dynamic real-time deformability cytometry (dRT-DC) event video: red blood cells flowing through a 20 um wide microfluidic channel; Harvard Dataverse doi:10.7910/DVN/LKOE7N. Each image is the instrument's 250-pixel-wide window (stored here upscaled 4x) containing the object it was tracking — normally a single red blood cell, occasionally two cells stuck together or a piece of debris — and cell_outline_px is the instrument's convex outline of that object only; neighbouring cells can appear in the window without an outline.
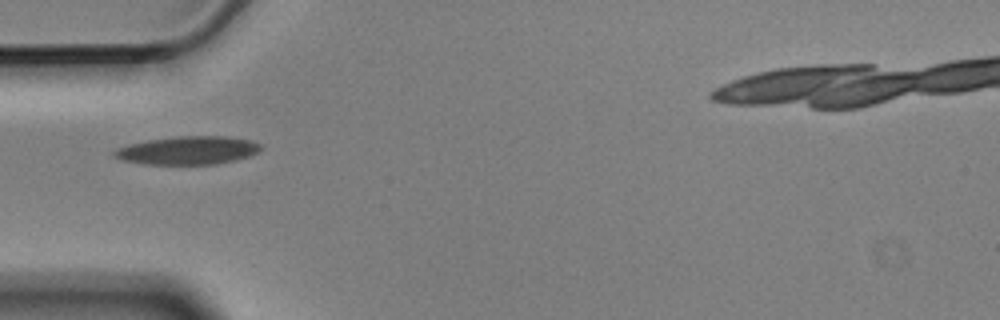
{"species": "Egyptian fruit bat (a non-hibernating species)", "species_latin": "Rousettus aegyptiacus", "temperature_condition": "cold", "stored_images_in_passage": 11, "camera_frame_rate_fps": 3000, "um_per_image_px": 0.085, "animal": {"sex": "male"}, "frame": {"image": 1, "passage_image": 1, "time_ms": 0.0, "image_size_px": [1000, 320], "cell_outline_px": [[264, 148], [248, 156], [236, 160], [216, 164], [144, 164], [120, 160], [112, 156], [112, 152], [116, 148], [128, 144], [148, 140], [176, 136], [228, 136], [252, 140], [260, 144]], "centroid_in_image_um": [15.94, 12.78], "position_along_channel_um": 69.1, "area_um2": 24.33}}
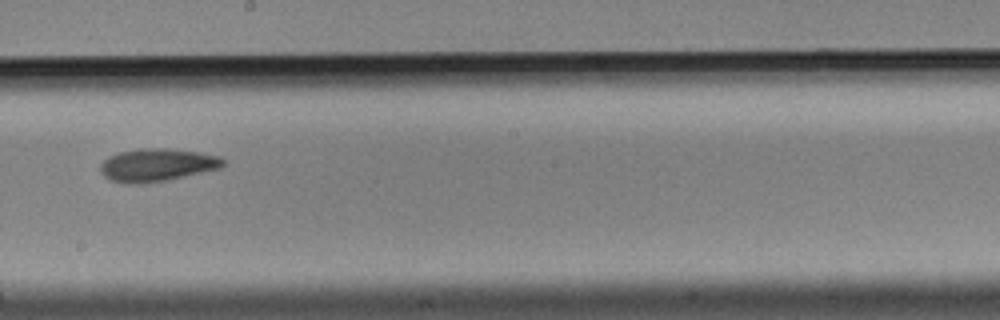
{"frame": {"image": 2, "passage_image": 5, "time_ms": 1.333, "image_size_px": [1000, 320], "cell_outline_px": [[224, 164], [220, 168], [168, 180], [144, 184], [128, 184], [108, 180], [100, 172], [100, 164], [108, 156], [120, 152], [140, 148], [164, 148], [200, 152], [220, 156], [224, 160]], "centroid_in_image_um": [13.31, 14.03], "position_along_channel_um": 234.9, "area_um2": 23.7}}
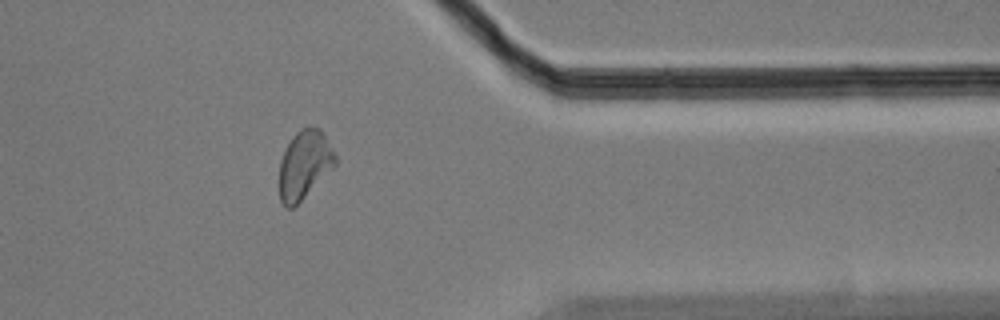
{"frame": {"image": 3, "passage_image": 9, "time_ms": 2.667, "image_size_px": [1000, 320], "cell_outline_px": [[336, 164], [292, 208], [288, 208], [280, 200], [280, 160], [292, 136], [296, 132], [304, 128], [320, 128], [332, 148], [336, 156]], "centroid_in_image_um": [25.87, 13.98], "position_along_channel_um": 385.5, "area_um2": 21.56}}